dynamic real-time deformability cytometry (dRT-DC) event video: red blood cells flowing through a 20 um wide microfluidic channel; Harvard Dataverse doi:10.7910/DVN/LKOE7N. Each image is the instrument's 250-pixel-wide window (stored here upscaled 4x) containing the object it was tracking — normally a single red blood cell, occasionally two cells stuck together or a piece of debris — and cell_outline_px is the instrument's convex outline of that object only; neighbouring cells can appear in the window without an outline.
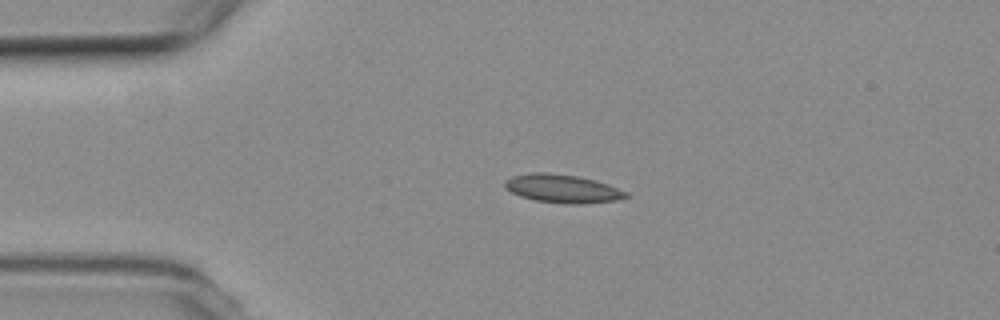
{"species": "common noctule bat (a hibernating species)", "species_latin": "Nyctalus noctula", "temperature_condition": "room temperature", "stored_images_in_passage": 2, "camera_frame_rate_fps": 3000, "um_per_image_px": 0.085, "animal": {"sex": "female", "body_mass_g": 19.3, "forearm_length_mm": 54.1}, "frame": {"image": 1, "passage_image": 1, "time_ms": 0.0, "image_size_px": [1000, 320], "cell_outline_px": [[628, 196], [616, 200], [580, 204], [572, 204], [536, 200], [520, 196], [504, 188], [504, 180], [512, 176], [528, 172], [548, 172], [576, 176], [596, 180], [608, 184], [628, 192]], "centroid_in_image_um": [47.78, 16.01], "position_along_channel_um": 37.2, "area_um2": 20.0}}